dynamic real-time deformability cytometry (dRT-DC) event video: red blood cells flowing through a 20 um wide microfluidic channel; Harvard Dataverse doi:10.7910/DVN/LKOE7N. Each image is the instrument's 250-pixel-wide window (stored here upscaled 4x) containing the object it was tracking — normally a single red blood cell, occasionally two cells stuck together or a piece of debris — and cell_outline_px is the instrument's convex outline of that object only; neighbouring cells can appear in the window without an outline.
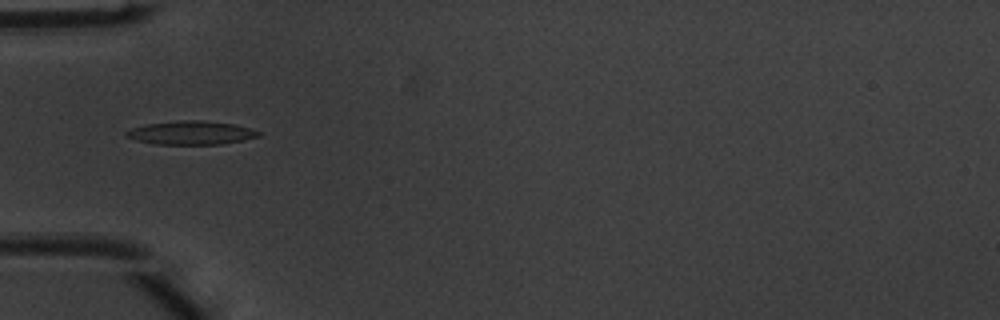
{"species": "common noctule bat (a hibernating species)", "species_latin": "Nyctalus noctula", "temperature_condition": "warm", "stored_images_in_passage": 51, "camera_frame_rate_fps": 3000, "um_per_image_px": 0.085, "animal": {"sex": "male", "body_mass_g": 20.1, "forearm_length_mm": 53.5}, "frame": {"image": 1, "passage_image": 17, "time_ms": 5.333, "image_size_px": [1000, 320], "cell_outline_px": [[260, 136], [244, 140], [220, 144], [156, 144], [136, 140], [124, 136], [124, 132], [132, 128], [148, 124], [180, 120], [204, 120], [232, 124], [248, 128], [260, 132]], "centroid_in_image_um": [16.22, 11.29], "position_along_channel_um": 68.8, "area_um2": 18.03}}
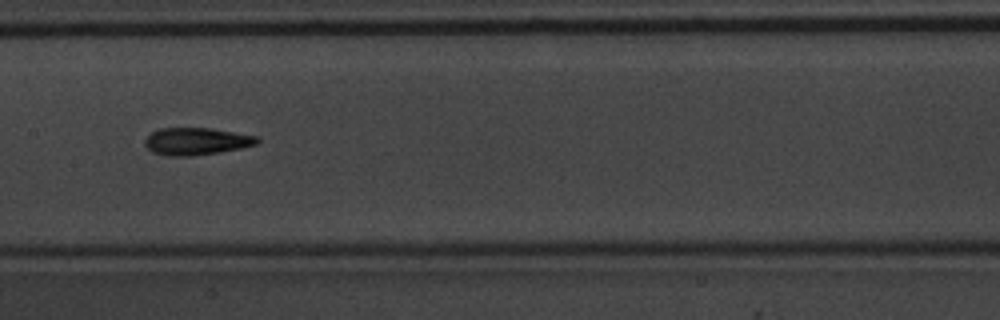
{"frame": {"image": 2, "passage_image": 26, "time_ms": 8.333, "image_size_px": [1000, 320], "cell_outline_px": [[260, 140], [256, 144], [240, 148], [220, 152], [188, 156], [172, 156], [152, 152], [144, 144], [144, 140], [152, 132], [160, 128], [212, 128], [260, 136]], "centroid_in_image_um": [16.72, 12.0], "position_along_channel_um": 190.7, "area_um2": 17.86}}
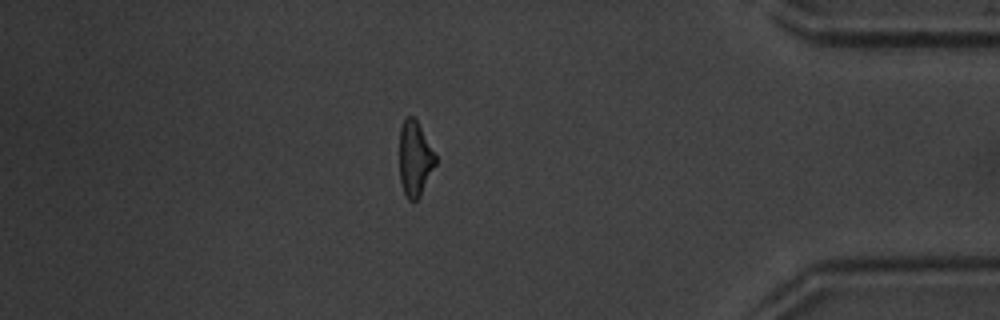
{"frame": {"image": 3, "passage_image": 44, "time_ms": 14.333, "image_size_px": [1000, 320], "cell_outline_px": [[436, 164], [420, 196], [416, 200], [408, 200], [404, 192], [400, 180], [400, 128], [404, 116], [412, 116], [416, 120], [436, 156]], "centroid_in_image_um": [35.25, 13.48], "position_along_channel_um": 399.9, "area_um2": 15.55}, "authors_computed_cell_mechanics": {"area_um2": 16.5308, "velocity_mm_per_s": 4.048, "shape_relaxation_time_tau1_ms": 5.3548, "shape_relaxation_time_tau2_ms": 3.921, "deformation_change_tau1": 0.2236, "deformation_change_tau2": 0.1577}}